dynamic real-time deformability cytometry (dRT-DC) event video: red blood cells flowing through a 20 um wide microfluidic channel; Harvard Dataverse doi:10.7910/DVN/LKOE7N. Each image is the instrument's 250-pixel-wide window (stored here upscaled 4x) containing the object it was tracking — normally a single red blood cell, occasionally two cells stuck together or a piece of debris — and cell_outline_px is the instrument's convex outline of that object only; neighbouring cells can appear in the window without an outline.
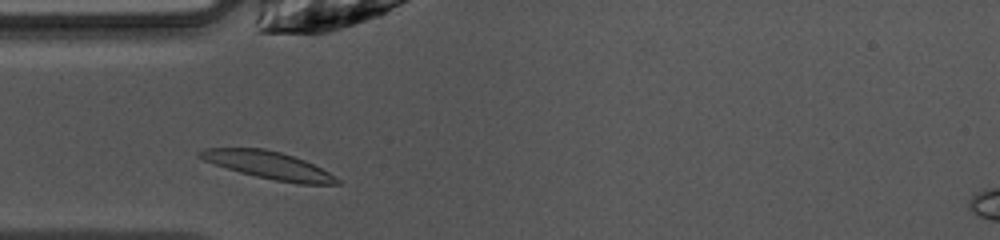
{"species": "common noctule bat (a hibernating species)", "species_latin": "Nyctalus noctula", "temperature_condition": "warm", "stored_images_in_passage": 29, "camera_frame_rate_fps": 3000, "um_per_image_px": 0.085, "animal": {"sex": "female", "body_mass_g": 10.0, "forearm_length_mm": 53.1}, "frame": {"image": 1, "passage_image": 2, "time_ms": 0.333, "image_size_px": [1000, 240], "cell_outline_px": [[344, 184], [296, 184], [256, 176], [240, 172], [204, 160], [196, 156], [196, 152], [204, 148], [264, 148], [280, 152], [304, 160], [328, 172], [340, 180]], "centroid_in_image_um": [22.82, 14.04], "position_along_channel_um": 62.2, "area_um2": 21.73}}
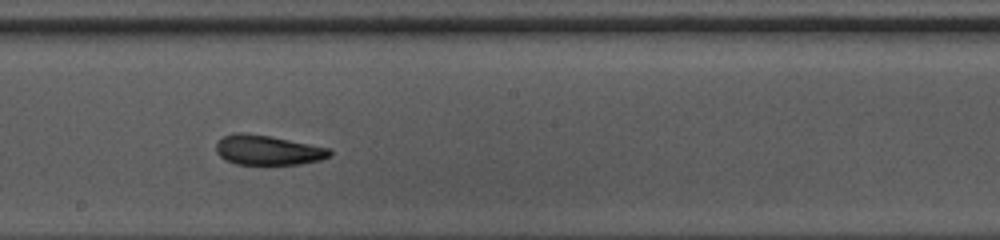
{"frame": {"image": 2, "passage_image": 14, "time_ms": 4.333, "image_size_px": [1000, 240], "cell_outline_px": [[332, 156], [320, 160], [300, 164], [236, 164], [220, 156], [216, 152], [216, 144], [224, 136], [236, 132], [244, 132], [272, 136], [328, 148], [332, 152]], "centroid_in_image_um": [22.77, 12.75], "position_along_channel_um": 225.4, "area_um2": 19.65}}
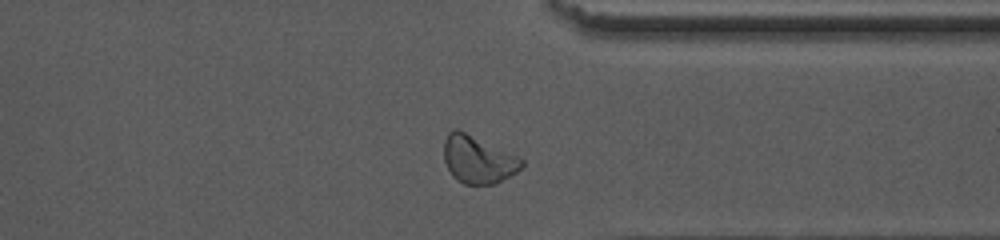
{"frame": {"image": 3, "passage_image": 25, "time_ms": 8.0, "image_size_px": [1000, 240], "cell_outline_px": [[524, 164], [516, 172], [492, 184], [464, 184], [456, 180], [452, 176], [444, 160], [444, 140], [448, 132], [456, 128], [520, 156], [524, 160]], "centroid_in_image_um": [40.62, 13.54], "position_along_channel_um": 370.8, "area_um2": 21.5}, "authors_computed_cell_mechanics": {"area_um2": 20.1144, "velocity_mm_per_s": 4.0559, "shape_relaxation_time_tau1_ms": 5.6631, "shape_relaxation_time_tau2_ms": 2.3449, "deformation_change_tau1": 0.1813, "deformation_change_tau2": 0.0927}}